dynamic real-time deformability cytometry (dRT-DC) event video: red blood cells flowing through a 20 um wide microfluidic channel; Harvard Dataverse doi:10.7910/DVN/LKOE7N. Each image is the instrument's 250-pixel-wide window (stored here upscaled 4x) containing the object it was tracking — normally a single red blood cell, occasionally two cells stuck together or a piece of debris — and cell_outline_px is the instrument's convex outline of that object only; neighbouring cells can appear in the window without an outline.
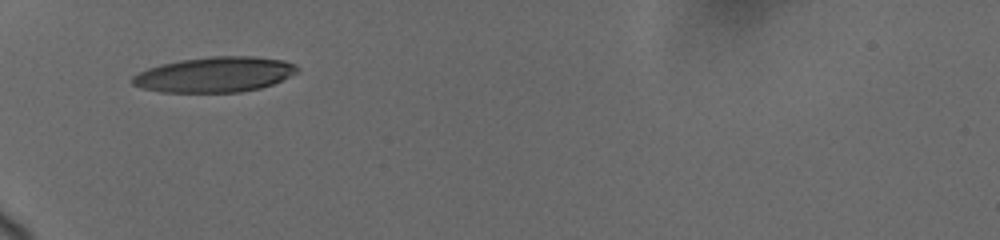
{"species": "human", "species_latin": "Homo sapiens", "temperature_condition": "cold", "stored_images_in_passage": 43, "camera_frame_rate_fps": 3000, "um_per_image_px": 0.085, "donor": {"sex": "female"}, "frame": {"image": 1, "passage_image": 1, "time_ms": 0.0, "image_size_px": [1000, 240], "cell_outline_px": [[300, 72], [272, 84], [260, 88], [240, 92], [160, 92], [144, 88], [132, 84], [132, 76], [148, 68], [160, 64], [180, 60], [212, 56], [252, 56], [284, 60], [296, 64], [300, 68]], "centroid_in_image_um": [18.3, 6.33], "position_along_channel_um": 66.7, "area_um2": 33.99}}
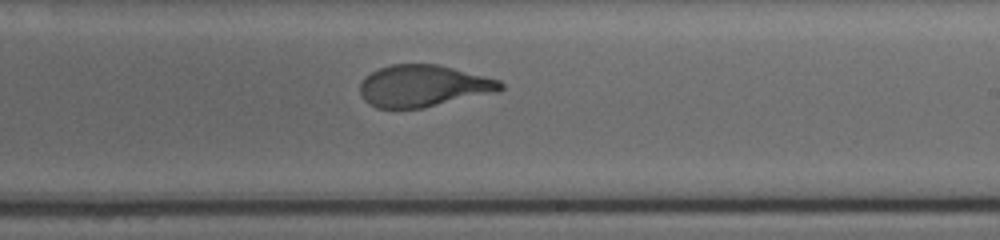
{"frame": {"image": 2, "passage_image": 24, "time_ms": 5.333, "image_size_px": [1000, 240], "cell_outline_px": [[504, 88], [500, 92], [424, 108], [376, 108], [368, 104], [364, 100], [360, 92], [360, 84], [364, 76], [380, 68], [392, 64], [436, 64], [500, 80], [504, 84]], "centroid_in_image_um": [36.0, 7.32], "position_along_channel_um": 253.0, "area_um2": 34.45}}
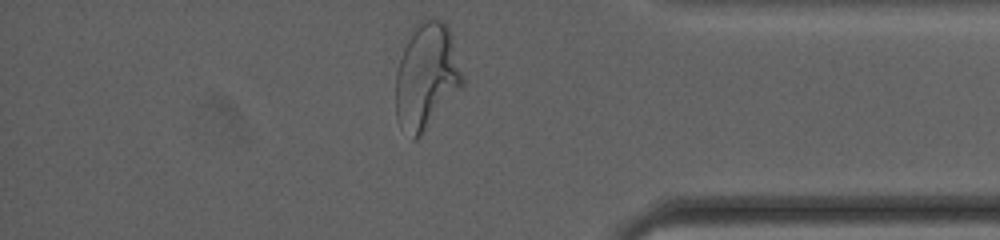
{"frame": {"image": 3, "passage_image": 43, "time_ms": 9.667, "image_size_px": [1000, 240], "cell_outline_px": [[464, 84], [420, 136], [416, 140], [412, 140], [400, 128], [396, 116], [396, 72], [404, 48], [416, 24], [424, 16], [432, 16], [444, 20], [448, 28], [464, 76]], "centroid_in_image_um": [36.24, 6.47], "position_along_channel_um": 399.0, "area_um2": 41.21}, "authors_computed_cell_mechanics": {"area_um2": 35.2002, "velocity_mm_per_s": 3.6769, "shape_relaxation_time_tau1_ms": 3.9072, "shape_relaxation_time_tau2_ms": 0.7516, "deformation_change_tau1": 0.2146, "deformation_change_tau2": 0.0776}}